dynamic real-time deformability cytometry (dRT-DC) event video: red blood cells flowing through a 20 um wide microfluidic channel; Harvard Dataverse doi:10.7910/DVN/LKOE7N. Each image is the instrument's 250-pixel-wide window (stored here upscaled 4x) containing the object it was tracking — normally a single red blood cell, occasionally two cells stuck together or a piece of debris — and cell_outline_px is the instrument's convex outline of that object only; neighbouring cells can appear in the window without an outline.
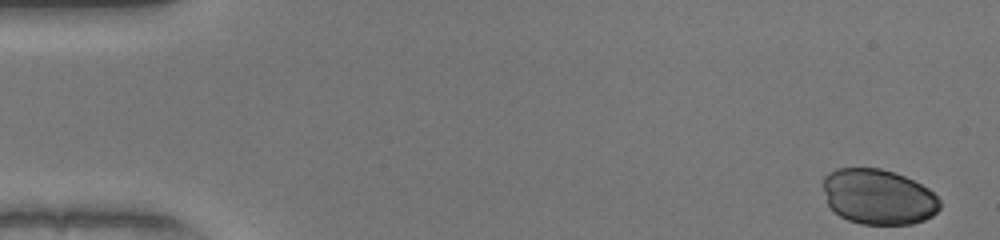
{"species": "human", "species_latin": "Homo sapiens", "temperature_condition": "warm", "stored_images_in_passage": 12, "camera_frame_rate_fps": 3000, "um_per_image_px": 0.085, "donor": {"sex": "female"}, "frame": {"image": 1, "passage_image": 1, "time_ms": 0.0, "image_size_px": [1000, 240], "cell_outline_px": [[940, 208], [932, 216], [924, 220], [912, 224], [860, 224], [848, 220], [840, 216], [828, 204], [824, 188], [824, 176], [828, 172], [836, 168], [880, 168], [904, 176], [928, 188], [940, 200]], "centroid_in_image_um": [74.66, 16.73], "position_along_channel_um": 10.3, "area_um2": 37.51}}
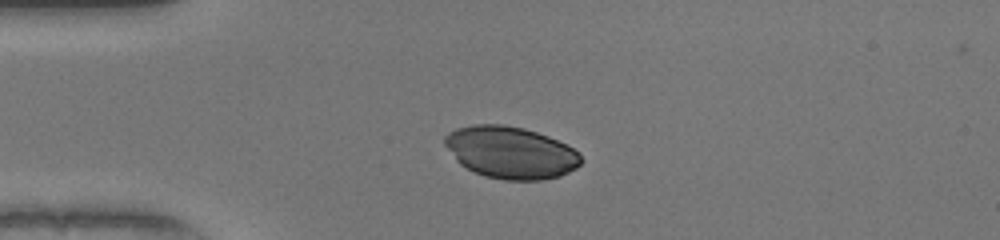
{"frame": {"image": 2, "passage_image": 12, "time_ms": 3.667, "image_size_px": [1000, 240], "cell_outline_px": [[584, 160], [576, 168], [560, 176], [540, 180], [504, 180], [484, 176], [460, 164], [456, 160], [444, 144], [444, 136], [448, 132], [456, 128], [472, 124], [504, 124], [524, 128], [548, 136], [580, 152]], "centroid_in_image_um": [43.4, 12.95], "position_along_channel_um": 41.6, "area_um2": 41.44}}